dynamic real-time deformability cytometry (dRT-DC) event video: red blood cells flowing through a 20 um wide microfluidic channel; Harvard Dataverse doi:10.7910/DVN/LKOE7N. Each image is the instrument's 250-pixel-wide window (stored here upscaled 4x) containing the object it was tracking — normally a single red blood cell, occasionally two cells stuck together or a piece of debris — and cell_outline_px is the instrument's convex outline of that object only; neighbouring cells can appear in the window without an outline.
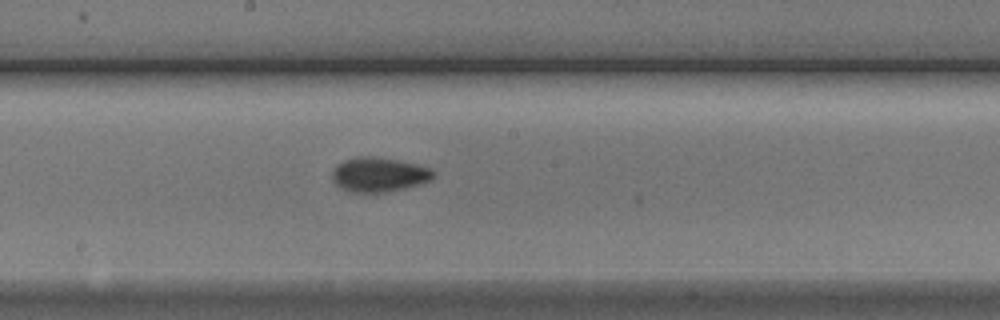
{"species": "Egyptian fruit bat (a non-hibernating species)", "species_latin": "Rousettus aegyptiacus", "temperature_condition": "cold", "stored_images_in_passage": 6, "segment_of_instrument_passage": [1, 2], "camera_frame_rate_fps": 3000, "um_per_image_px": 0.085, "animal": {"sex": "male"}, "frame": {"image": 1, "passage_image": 5, "time_ms": 5.333, "image_size_px": [1000, 320], "cell_outline_px": [[432, 176], [428, 180], [404, 188], [384, 192], [348, 192], [340, 188], [332, 180], [332, 172], [344, 160], [356, 156], [372, 156], [396, 160], [416, 164], [428, 168], [432, 172]], "centroid_in_image_um": [32.12, 14.84], "position_along_channel_um": 216.1, "area_um2": 19.83}}